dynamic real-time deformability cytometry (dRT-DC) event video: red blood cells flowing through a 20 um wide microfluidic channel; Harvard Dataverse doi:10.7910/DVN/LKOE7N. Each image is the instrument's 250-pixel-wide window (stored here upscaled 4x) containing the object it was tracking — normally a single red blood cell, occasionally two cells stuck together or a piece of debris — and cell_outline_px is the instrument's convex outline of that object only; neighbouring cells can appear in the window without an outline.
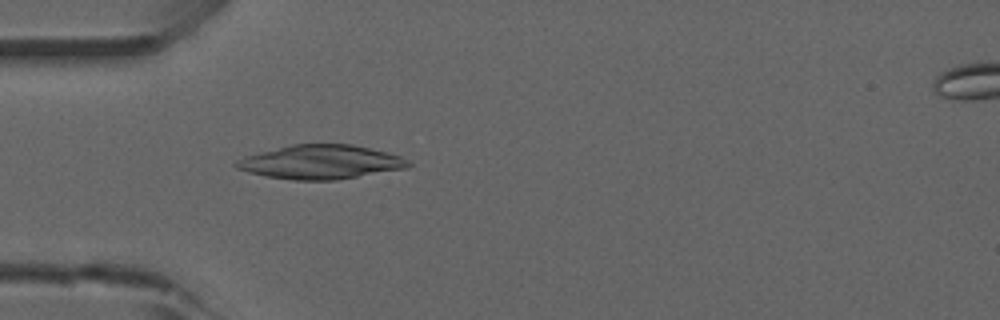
{"species": "common noctule bat (a hibernating species)", "species_latin": "Nyctalus noctula", "temperature_condition": "room temperature", "stored_images_in_passage": 51, "camera_frame_rate_fps": 3000, "um_per_image_px": 0.085, "animal": {"sex": "male", "forearm_length_mm": 52.5}, "frame": {"image": 1, "passage_image": 15, "time_ms": 4.667, "image_size_px": [1000, 320], "cell_outline_px": [[412, 164], [408, 168], [336, 180], [296, 180], [268, 176], [248, 172], [236, 168], [232, 164], [236, 160], [244, 156], [292, 144], [352, 144], [400, 156], [408, 160]], "centroid_in_image_um": [27.25, 13.77], "position_along_channel_um": 57.8, "area_um2": 33.93}}
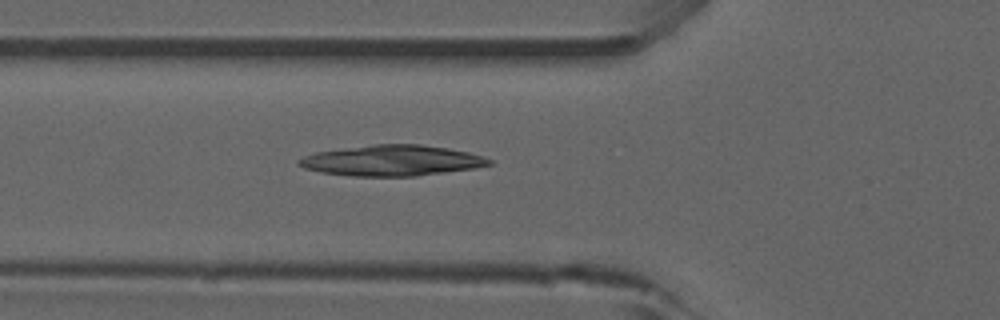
{"frame": {"image": 2, "passage_image": 18, "time_ms": 5.667, "image_size_px": [1000, 320], "cell_outline_px": [[492, 164], [472, 168], [416, 176], [352, 176], [320, 172], [304, 168], [296, 164], [296, 160], [304, 156], [316, 152], [372, 144], [420, 144], [448, 148], [468, 152], [484, 156], [492, 160]], "centroid_in_image_um": [33.28, 13.64], "position_along_channel_um": 92.5, "area_um2": 33.99}}
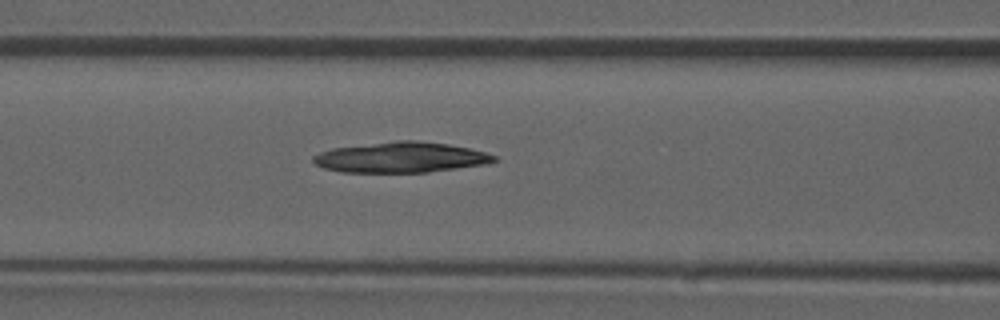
{"frame": {"image": 3, "passage_image": 21, "time_ms": 6.667, "image_size_px": [1000, 320], "cell_outline_px": [[496, 160], [488, 164], [428, 172], [340, 172], [324, 168], [316, 164], [312, 160], [312, 156], [320, 152], [332, 148], [396, 140], [416, 140], [448, 144], [468, 148], [484, 152], [496, 156]], "centroid_in_image_um": [34.05, 13.37], "position_along_channel_um": 132.5, "area_um2": 32.14}}